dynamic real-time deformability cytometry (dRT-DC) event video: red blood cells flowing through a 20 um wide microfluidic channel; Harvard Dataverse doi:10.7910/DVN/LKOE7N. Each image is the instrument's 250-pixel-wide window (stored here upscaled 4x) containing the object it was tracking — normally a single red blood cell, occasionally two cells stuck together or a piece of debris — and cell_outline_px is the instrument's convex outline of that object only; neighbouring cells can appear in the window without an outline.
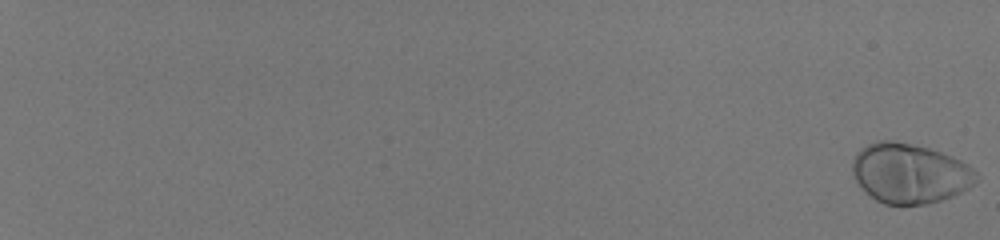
{"species": "human", "species_latin": "Homo sapiens", "temperature_condition": "room temperature", "stored_images_in_passage": 59, "camera_frame_rate_fps": 3000, "um_per_image_px": 0.085, "donor": {"sex": "male"}, "frame": {"image": 1, "passage_image": 1, "time_ms": 0.0, "image_size_px": [1000, 240], "cell_outline_px": [[976, 180], [968, 188], [952, 196], [940, 200], [924, 204], [884, 204], [876, 200], [856, 180], [852, 172], [852, 160], [856, 152], [860, 148], [876, 140], [892, 140], [928, 148], [952, 156], [968, 164], [976, 172]], "centroid_in_image_um": [77.31, 14.71], "position_along_channel_um": 7.7, "area_um2": 42.83}}
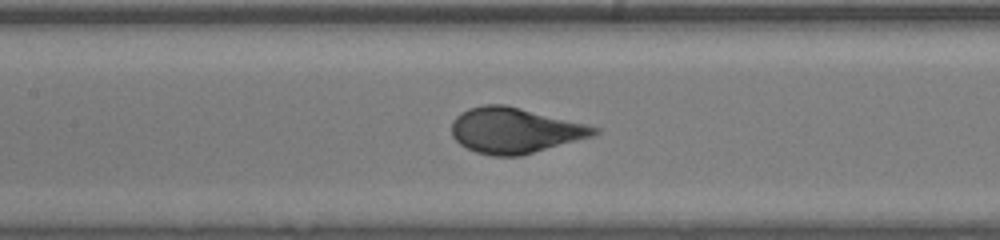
{"frame": {"image": 2, "passage_image": 35, "time_ms": 11.333, "image_size_px": [1000, 240], "cell_outline_px": [[600, 132], [592, 136], [520, 156], [492, 156], [476, 152], [460, 144], [452, 136], [452, 120], [460, 112], [468, 108], [484, 104], [504, 104], [600, 128]], "centroid_in_image_um": [43.7, 11.08], "position_along_channel_um": 163.7, "area_um2": 37.45}}
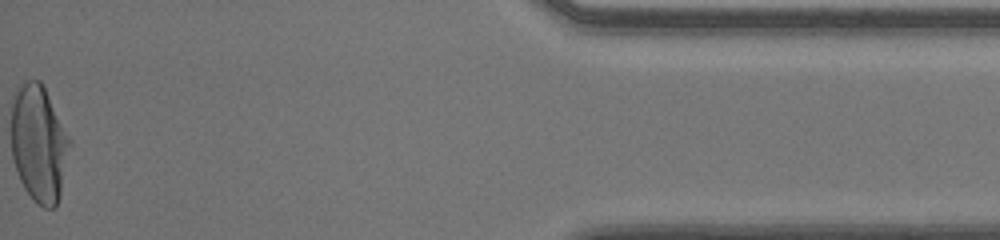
{"frame": {"image": 3, "passage_image": 59, "time_ms": 19.333, "image_size_px": [1000, 240], "cell_outline_px": [[72, 144], [60, 196], [56, 208], [44, 208], [32, 200], [24, 188], [16, 172], [12, 160], [12, 104], [16, 88], [28, 80], [40, 80], [72, 140]], "centroid_in_image_um": [3.33, 12.25], "position_along_channel_um": 431.9, "area_um2": 40.29}, "authors_computed_cell_mechanics": {"area_um2": 39.1306, "velocity_mm_per_s": 4.0612, "shape_relaxation_time_tau1_ms": 3.1384, "shape_relaxation_time_tau2_ms": null, "deformation_change_tau1": 0.2035, "deformation_change_tau2": null}}